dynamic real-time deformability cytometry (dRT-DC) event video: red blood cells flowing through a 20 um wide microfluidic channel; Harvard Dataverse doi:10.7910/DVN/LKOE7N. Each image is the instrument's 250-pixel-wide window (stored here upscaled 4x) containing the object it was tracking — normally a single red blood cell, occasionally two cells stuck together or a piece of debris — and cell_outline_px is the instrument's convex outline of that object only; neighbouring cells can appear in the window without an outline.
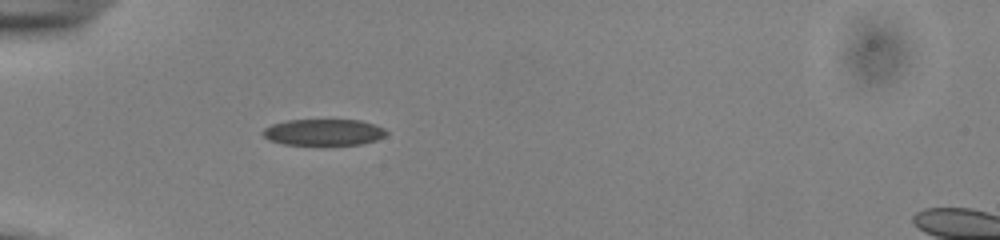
{"species": "common noctule bat (a hibernating species)", "species_latin": "Nyctalus noctula", "temperature_condition": "cold", "stored_images_in_passage": 37, "camera_frame_rate_fps": 3000, "um_per_image_px": 0.085, "animal": {"sex": "male", "body_mass_g": 13.0, "forearm_length_mm": 53.1}, "frame": {"image": 1, "passage_image": 1, "time_ms": 0.0, "image_size_px": [1000, 240], "cell_outline_px": [[388, 132], [384, 136], [376, 140], [360, 144], [284, 144], [268, 140], [260, 132], [264, 128], [272, 124], [288, 120], [360, 120], [384, 128]], "centroid_in_image_um": [27.48, 11.23], "position_along_channel_um": 57.5, "area_um2": 18.79}}
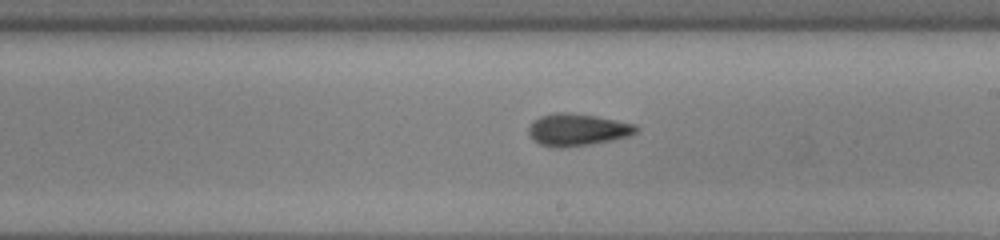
{"frame": {"image": 2, "passage_image": 16, "time_ms": 5.0, "image_size_px": [1000, 240], "cell_outline_px": [[640, 128], [636, 132], [628, 136], [612, 140], [588, 144], [560, 148], [552, 148], [540, 144], [532, 140], [528, 132], [528, 128], [532, 120], [540, 116], [556, 112], [568, 112], [596, 116], [636, 124]], "centroid_in_image_um": [49.04, 11.02], "position_along_channel_um": 240.0, "area_um2": 20.29}}
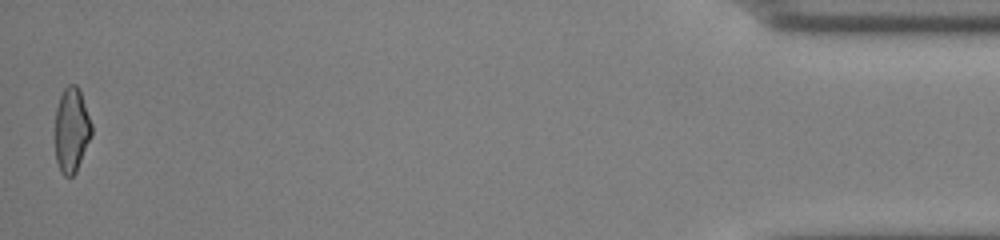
{"frame": {"image": 3, "passage_image": 37, "time_ms": 12.0, "image_size_px": [1000, 240], "cell_outline_px": [[92, 136], [76, 172], [72, 176], [64, 176], [60, 172], [56, 160], [56, 108], [60, 96], [64, 88], [68, 84], [76, 84], [80, 92], [92, 124]], "centroid_in_image_um": [6.09, 11.07], "position_along_channel_um": 429.1, "area_um2": 17.98}, "authors_computed_cell_mechanics": {"area_um2": 19.5364, "velocity_mm_per_s": 3.8912, "shape_relaxation_time_tau1_ms": null, "shape_relaxation_time_tau2_ms": 2.5101, "deformation_change_tau1": null, "deformation_change_tau2": 0.0842}}